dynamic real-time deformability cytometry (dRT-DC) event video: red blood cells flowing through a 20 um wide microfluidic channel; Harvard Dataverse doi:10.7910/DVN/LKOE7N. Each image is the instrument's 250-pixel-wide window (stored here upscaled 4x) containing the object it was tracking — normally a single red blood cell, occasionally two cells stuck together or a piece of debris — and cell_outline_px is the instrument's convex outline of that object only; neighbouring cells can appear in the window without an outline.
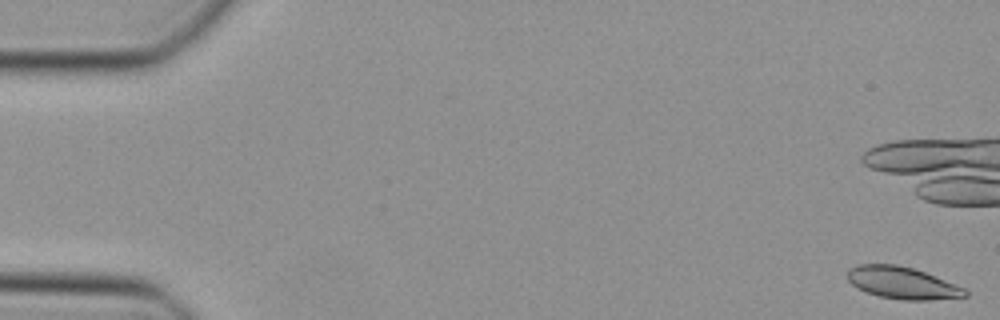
{"species": "Egyptian fruit bat (a non-hibernating species)", "species_latin": "Rousettus aegyptiacus", "temperature_condition": "cold", "stored_images_in_passage": 15, "camera_frame_rate_fps": 3000, "um_per_image_px": 0.085, "animal": {"sex": "female"}, "frame": {"image": 1, "passage_image": 1, "time_ms": 0.0, "image_size_px": [1000, 320], "cell_outline_px": [[968, 296], [928, 300], [904, 300], [880, 296], [856, 288], [848, 280], [848, 268], [856, 264], [896, 264], [912, 268], [924, 272], [964, 288], [968, 292]], "centroid_in_image_um": [76.66, 24.04], "position_along_channel_um": 8.3, "area_um2": 21.73}}